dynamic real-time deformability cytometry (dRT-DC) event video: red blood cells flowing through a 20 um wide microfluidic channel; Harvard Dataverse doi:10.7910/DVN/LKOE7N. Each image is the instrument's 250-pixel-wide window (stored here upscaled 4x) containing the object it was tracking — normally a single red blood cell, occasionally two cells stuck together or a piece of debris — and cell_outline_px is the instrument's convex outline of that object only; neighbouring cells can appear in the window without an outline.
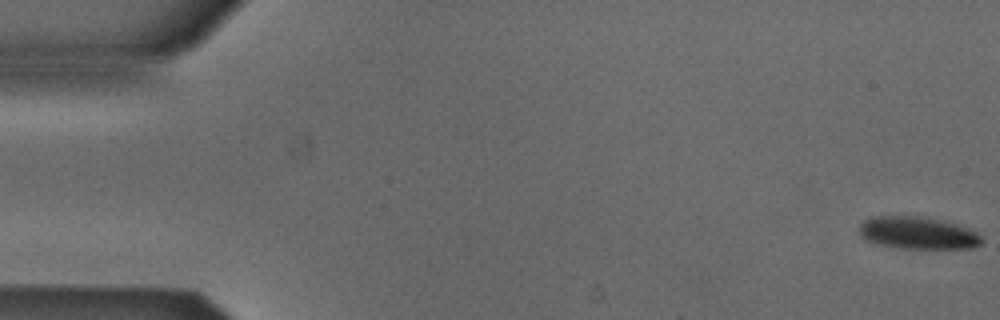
{"species": "Egyptian fruit bat (a non-hibernating species)", "species_latin": "Rousettus aegyptiacus", "temperature_condition": "cold", "stored_images_in_passage": 53, "camera_frame_rate_fps": 3000, "um_per_image_px": 0.085, "animal": {"sex": "male"}, "frame": {"image": 1, "passage_image": 1, "time_ms": 0.0, "image_size_px": [1000, 320], "cell_outline_px": [[984, 240], [980, 244], [972, 248], [900, 248], [880, 244], [864, 240], [860, 236], [860, 224], [868, 216], [920, 216], [944, 220], [968, 228], [976, 232]], "centroid_in_image_um": [77.99, 19.79], "position_along_channel_um": 7.0, "area_um2": 23.18}}
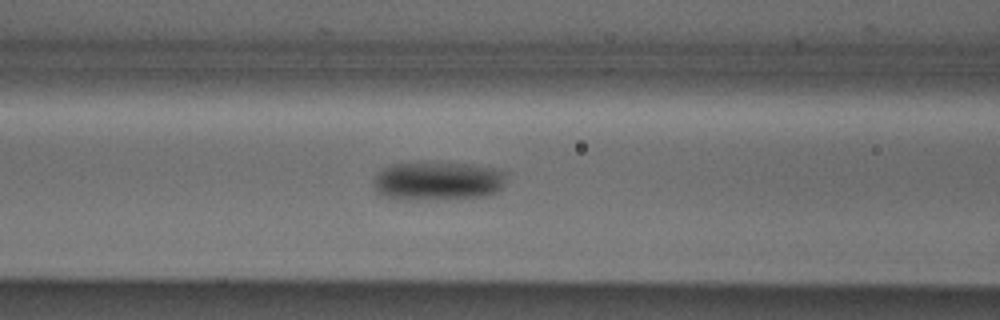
{"frame": {"image": 2, "passage_image": 22, "time_ms": 7.0, "image_size_px": [1000, 320], "cell_outline_px": [[508, 172], [504, 188], [488, 196], [408, 200], [396, 200], [380, 196], [376, 192], [372, 184], [376, 176], [384, 168], [392, 164], [468, 164], [492, 168]], "centroid_in_image_um": [37.22, 15.42], "position_along_channel_um": 129.4, "area_um2": 29.88}}
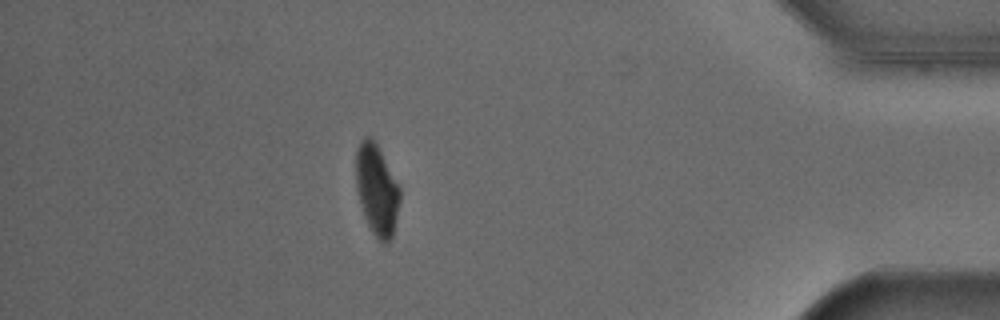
{"frame": {"image": 3, "passage_image": 47, "time_ms": 15.333, "image_size_px": [1000, 320], "cell_outline_px": [[400, 200], [392, 236], [388, 244], [380, 244], [372, 232], [364, 216], [360, 204], [356, 188], [356, 148], [360, 140], [364, 136], [372, 136], [400, 184]], "centroid_in_image_um": [32.03, 16.11], "position_along_channel_um": 403.2, "area_um2": 23.7}, "authors_computed_cell_mechanics": {"area_um2": 26.01, "velocity_mm_per_s": 3.8515, "shape_relaxation_time_tau1_ms": 2.6704, "shape_relaxation_time_tau2_ms": null, "deformation_change_tau1": 0.0923, "deformation_change_tau2": null}}